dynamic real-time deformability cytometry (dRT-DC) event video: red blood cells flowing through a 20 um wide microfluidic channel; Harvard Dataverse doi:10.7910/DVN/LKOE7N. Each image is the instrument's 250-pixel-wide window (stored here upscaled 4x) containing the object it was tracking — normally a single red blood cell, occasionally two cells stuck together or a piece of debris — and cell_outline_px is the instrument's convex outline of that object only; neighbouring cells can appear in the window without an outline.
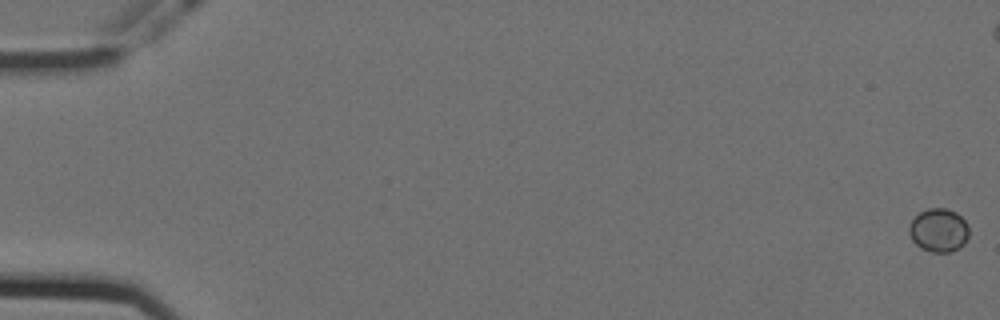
{"species": "Egyptian fruit bat (a non-hibernating species)", "species_latin": "Rousettus aegyptiacus", "temperature_condition": "cold", "stored_images_in_passage": 9, "camera_frame_rate_fps": 3000, "um_per_image_px": 0.085, "animal": {"sex": "female"}, "frame": {"image": 1, "passage_image": 1, "time_ms": 0.0, "image_size_px": [1000, 320], "cell_outline_px": [[968, 236], [964, 244], [960, 248], [952, 252], [932, 252], [920, 248], [912, 240], [908, 232], [908, 228], [912, 220], [920, 212], [928, 208], [944, 208], [956, 212], [968, 224]], "centroid_in_image_um": [79.79, 19.58], "position_along_channel_um": 5.2, "area_um2": 15.26}}